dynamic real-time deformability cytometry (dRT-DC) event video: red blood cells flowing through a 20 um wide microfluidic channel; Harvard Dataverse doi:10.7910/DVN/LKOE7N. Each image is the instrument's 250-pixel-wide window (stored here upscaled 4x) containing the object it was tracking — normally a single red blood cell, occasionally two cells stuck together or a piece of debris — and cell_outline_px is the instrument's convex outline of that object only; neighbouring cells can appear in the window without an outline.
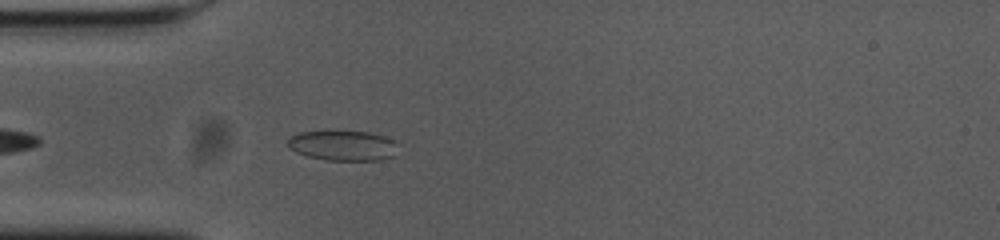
{"species": "common noctule bat (a hibernating species)", "species_latin": "Nyctalus noctula", "temperature_condition": "cold", "stored_images_in_passage": 41, "camera_frame_rate_fps": 3000, "um_per_image_px": 0.085, "animal": {"sex": "female", "body_mass_g": 23.0, "forearm_length_mm": 53.4}, "frame": {"image": 1, "passage_image": 3, "time_ms": 0.667, "image_size_px": [1000, 240], "cell_outline_px": [[396, 144], [392, 156], [380, 160], [324, 160], [308, 156], [296, 152], [288, 144], [288, 140], [292, 136], [300, 132], [368, 132], [384, 136], [396, 140]], "centroid_in_image_um": [29.16, 12.38], "position_along_channel_um": 55.8, "area_um2": 18.9}}
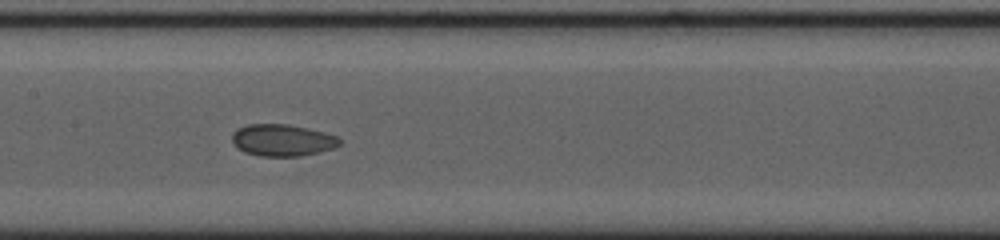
{"frame": {"image": 2, "passage_image": 14, "time_ms": 4.333, "image_size_px": [1000, 240], "cell_outline_px": [[340, 144], [332, 148], [320, 152], [300, 156], [260, 156], [244, 152], [236, 148], [232, 140], [232, 132], [236, 128], [248, 124], [288, 124], [308, 128], [340, 136]], "centroid_in_image_um": [23.98, 11.91], "position_along_channel_um": 183.4, "area_um2": 20.17}}
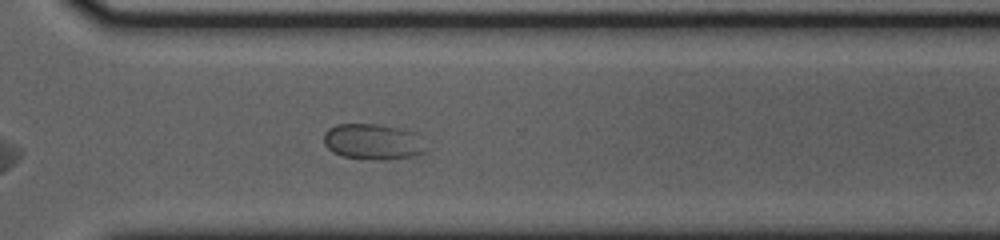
{"frame": {"image": 3, "passage_image": 27, "time_ms": 8.667, "image_size_px": [1000, 240], "cell_outline_px": [[428, 152], [420, 156], [384, 160], [372, 160], [344, 156], [332, 152], [324, 144], [324, 132], [328, 128], [336, 124], [376, 124], [404, 128], [416, 132]], "centroid_in_image_um": [31.74, 12.05], "position_along_channel_um": 338.9, "area_um2": 21.79}}